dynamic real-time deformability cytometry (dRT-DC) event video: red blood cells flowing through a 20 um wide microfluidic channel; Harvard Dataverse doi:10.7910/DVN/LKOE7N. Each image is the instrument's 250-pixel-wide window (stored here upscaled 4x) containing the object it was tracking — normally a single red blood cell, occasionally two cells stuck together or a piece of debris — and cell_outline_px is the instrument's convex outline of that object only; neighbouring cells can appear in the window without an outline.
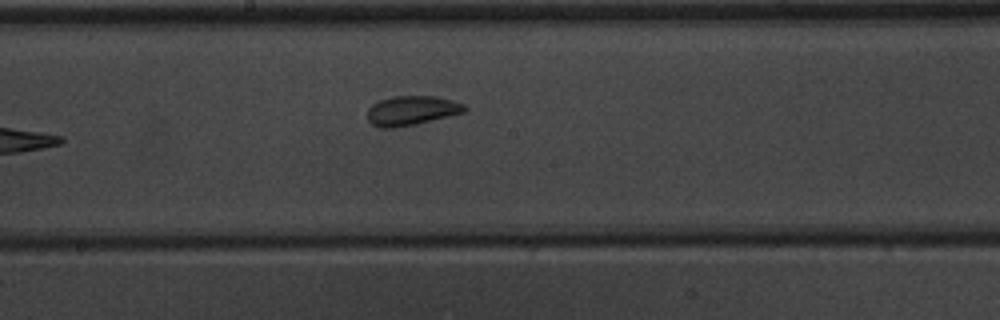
{"species": "common noctule bat (a hibernating species)", "species_latin": "Nyctalus noctula", "temperature_condition": "warm", "stored_images_in_passage": 9, "camera_frame_rate_fps": 3000, "um_per_image_px": 0.085, "animal": {"sex": "male", "body_mass_g": 20.1, "forearm_length_mm": 53.5}, "frame": {"image": 1, "passage_image": 9, "time_ms": 9.333, "image_size_px": [1000, 320], "cell_outline_px": [[468, 108], [464, 112], [416, 124], [396, 128], [380, 128], [372, 124], [368, 120], [368, 108], [372, 104], [380, 100], [392, 96], [436, 96], [452, 100], [464, 104]], "centroid_in_image_um": [34.97, 9.4], "position_along_channel_um": 213.2, "area_um2": 16.7}}